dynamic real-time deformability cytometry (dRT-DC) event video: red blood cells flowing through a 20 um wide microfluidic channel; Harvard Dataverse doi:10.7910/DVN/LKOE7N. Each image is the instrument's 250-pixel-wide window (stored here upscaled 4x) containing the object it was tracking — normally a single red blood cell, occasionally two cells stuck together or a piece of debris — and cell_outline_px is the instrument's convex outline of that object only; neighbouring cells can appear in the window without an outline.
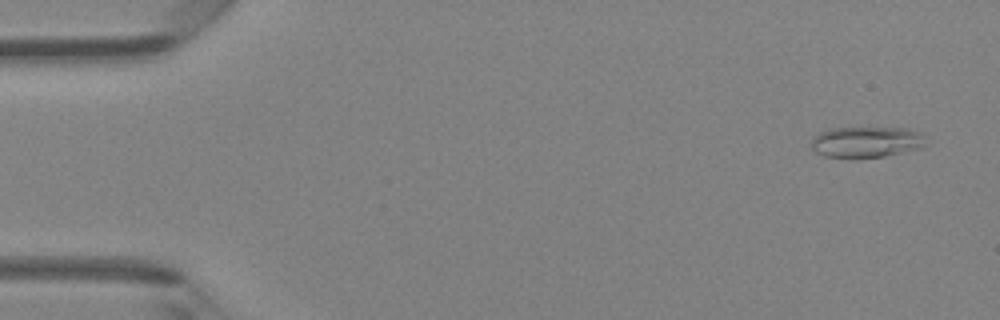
{"species": "Egyptian fruit bat (a non-hibernating species)", "species_latin": "Rousettus aegyptiacus", "temperature_condition": "room temperature", "stored_images_in_passage": 5, "camera_frame_rate_fps": 3000, "um_per_image_px": 0.085, "animal": {"sex": "female"}, "frame": {"image": 1, "passage_image": 1, "time_ms": 0.0, "image_size_px": [1000, 320], "cell_outline_px": [[924, 144], [920, 148], [884, 156], [824, 156], [816, 152], [812, 148], [812, 136], [828, 128], [908, 128], [920, 132], [924, 136]], "centroid_in_image_um": [73.63, 12.03], "position_along_channel_um": 11.4, "area_um2": 20.23}}
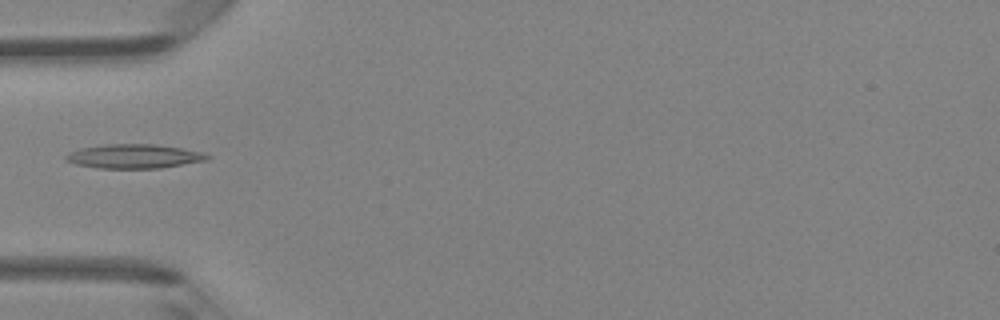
{"frame": {"image": 2, "passage_image": 4, "time_ms": 1.0, "image_size_px": [1000, 320], "cell_outline_px": [[212, 156], [204, 160], [160, 168], [100, 168], [76, 164], [64, 160], [64, 156], [68, 152], [80, 148], [104, 144], [156, 144], [204, 152]], "centroid_in_image_um": [11.35, 13.27], "position_along_channel_um": 73.7, "area_um2": 19.83}}
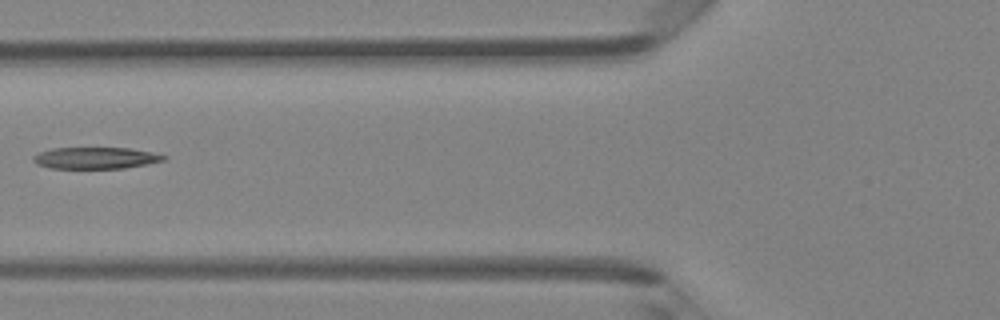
{"frame": {"image": 3, "passage_image": 5, "time_ms": 1.333, "image_size_px": [1000, 320], "cell_outline_px": [[168, 156], [164, 160], [148, 164], [124, 168], [48, 168], [36, 164], [32, 160], [32, 156], [40, 152], [52, 148], [128, 148], [152, 152]], "centroid_in_image_um": [8.11, 13.43], "position_along_channel_um": 117.7, "area_um2": 16.42}}